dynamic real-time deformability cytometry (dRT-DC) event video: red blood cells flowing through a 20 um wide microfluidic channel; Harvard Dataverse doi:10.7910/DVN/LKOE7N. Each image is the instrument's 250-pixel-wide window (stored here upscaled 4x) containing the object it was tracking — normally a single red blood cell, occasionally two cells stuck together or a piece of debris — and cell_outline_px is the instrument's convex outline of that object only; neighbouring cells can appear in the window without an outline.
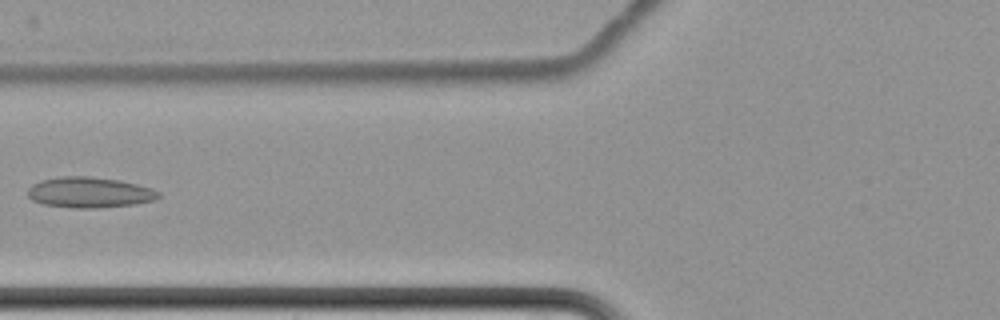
{"species": "common noctule bat (a hibernating species)", "species_latin": "Nyctalus noctula", "temperature_condition": "cold", "stored_images_in_passage": 7, "camera_frame_rate_fps": 3000, "um_per_image_px": 0.085, "animal": {"sex": "female", "body_mass_g": 22.7, "forearm_length_mm": 54.2}, "frame": {"image": 1, "passage_image": 7, "time_ms": 9.333, "image_size_px": [1000, 320], "cell_outline_px": [[160, 196], [156, 200], [136, 204], [96, 208], [72, 208], [44, 204], [32, 200], [28, 196], [28, 188], [32, 184], [40, 180], [60, 176], [88, 176], [120, 180], [152, 188], [160, 192]], "centroid_in_image_um": [7.61, 16.35], "position_along_channel_um": 118.2, "area_um2": 23.52}}